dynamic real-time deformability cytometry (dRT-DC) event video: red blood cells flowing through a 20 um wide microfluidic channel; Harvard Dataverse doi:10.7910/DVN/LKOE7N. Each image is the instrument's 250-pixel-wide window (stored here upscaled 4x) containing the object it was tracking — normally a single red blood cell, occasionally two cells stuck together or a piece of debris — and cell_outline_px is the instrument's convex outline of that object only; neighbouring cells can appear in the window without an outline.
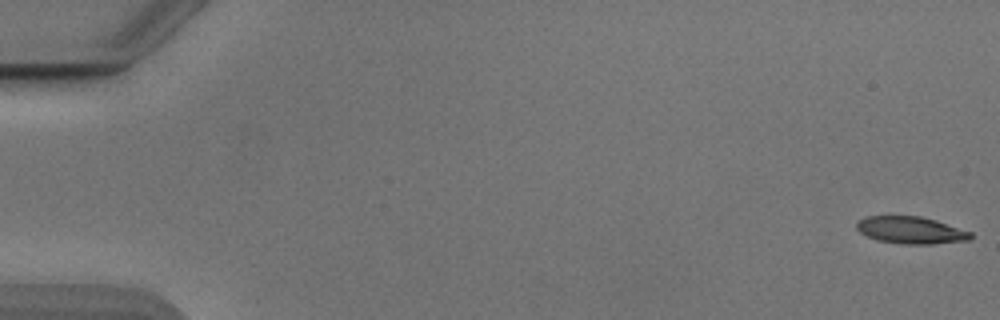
{"species": "Egyptian fruit bat (a non-hibernating species)", "species_latin": "Rousettus aegyptiacus", "temperature_condition": "cold", "stored_images_in_passage": 54, "camera_frame_rate_fps": 3000, "um_per_image_px": 0.085, "animal": {"sex": "male"}, "frame": {"image": 1, "passage_image": 1, "time_ms": 0.0, "image_size_px": [1000, 320], "cell_outline_px": [[972, 236], [968, 240], [932, 244], [900, 244], [876, 240], [860, 232], [856, 228], [856, 220], [864, 216], [920, 216], [936, 220], [972, 232]], "centroid_in_image_um": [77.38, 19.56], "position_along_channel_um": 7.6, "area_um2": 18.15}}
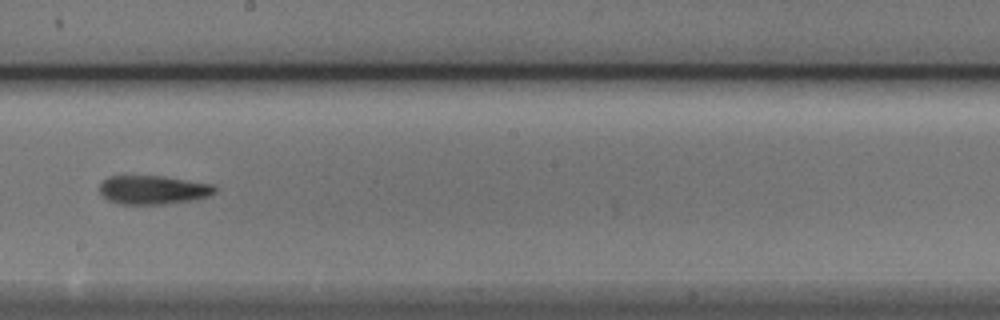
{"frame": {"image": 2, "passage_image": 31, "time_ms": 10.0, "image_size_px": [1000, 320], "cell_outline_px": [[216, 192], [208, 196], [196, 200], [164, 204], [120, 204], [108, 200], [100, 192], [100, 184], [108, 176], [164, 176], [212, 184], [216, 188]], "centroid_in_image_um": [13.03, 16.14], "position_along_channel_um": 235.2, "area_um2": 19.36}}
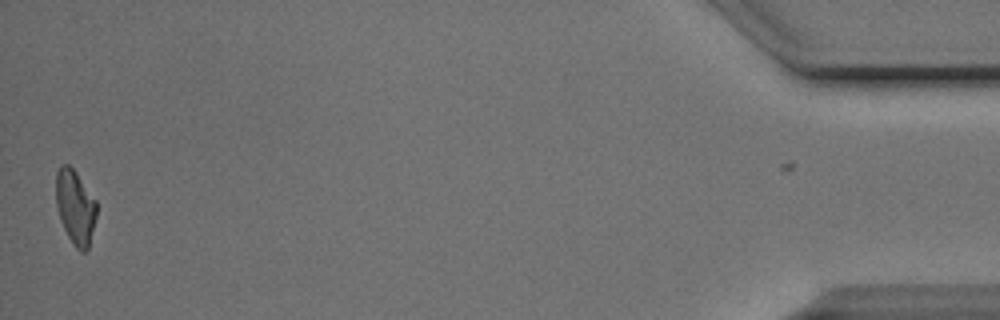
{"frame": {"image": 3, "passage_image": 53, "time_ms": 17.333, "image_size_px": [1000, 320], "cell_outline_px": [[96, 216], [88, 248], [84, 252], [80, 252], [72, 244], [60, 220], [56, 204], [56, 172], [60, 164], [68, 164], [72, 168], [96, 200]], "centroid_in_image_um": [6.38, 17.6], "position_along_channel_um": 428.8, "area_um2": 17.46}, "authors_computed_cell_mechanics": {"area_um2": 18.9295, "velocity_mm_per_s": 3.8794, "shape_relaxation_time_tau1_ms": 3.7564, "shape_relaxation_time_tau2_ms": 10.5208, "deformation_change_tau1": 0.1916, "deformation_change_tau2": 0.2145}}